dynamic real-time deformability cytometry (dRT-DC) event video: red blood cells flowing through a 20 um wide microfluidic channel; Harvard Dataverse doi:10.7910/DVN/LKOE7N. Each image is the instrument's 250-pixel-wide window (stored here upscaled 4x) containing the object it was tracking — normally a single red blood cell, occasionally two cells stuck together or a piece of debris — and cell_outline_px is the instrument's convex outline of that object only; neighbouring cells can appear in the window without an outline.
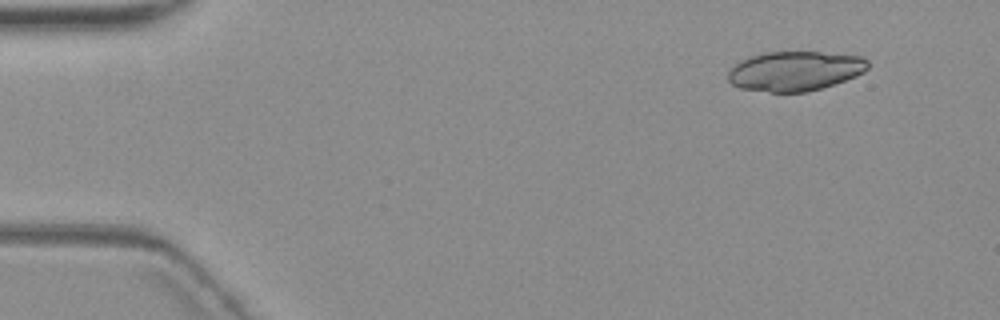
{"species": "common noctule bat (a hibernating species)", "species_latin": "Nyctalus noctula", "temperature_condition": "warm", "stored_images_in_passage": 6, "camera_frame_rate_fps": 3000, "um_per_image_px": 0.085, "animal": {"sex": "female", "body_mass_g": 19.3, "forearm_length_mm": 54.1}, "frame": {"image": 1, "passage_image": 2, "time_ms": 1.333, "image_size_px": [1000, 320], "cell_outline_px": [[868, 68], [864, 72], [856, 76], [820, 88], [804, 92], [768, 92], [740, 88], [732, 84], [728, 80], [728, 72], [740, 60], [748, 56], [764, 52], [820, 52], [860, 56], [868, 60]], "centroid_in_image_um": [67.55, 6.03], "position_along_channel_um": 17.5, "area_um2": 32.19}}
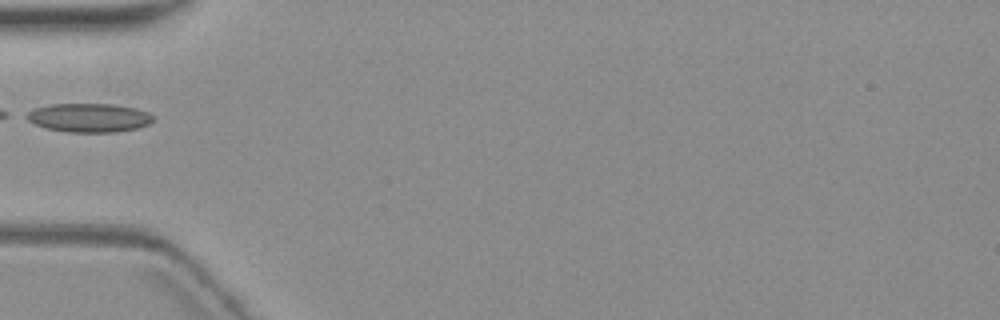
{"frame": {"image": 2, "passage_image": 6, "time_ms": 6.333, "image_size_px": [1000, 320], "cell_outline_px": [[152, 120], [148, 124], [136, 128], [116, 132], [68, 132], [44, 128], [20, 116], [24, 112], [32, 108], [52, 104], [112, 104], [136, 108], [148, 112], [152, 116]], "centroid_in_image_um": [7.46, 10.0], "position_along_channel_um": 77.5, "area_um2": 21.44}}